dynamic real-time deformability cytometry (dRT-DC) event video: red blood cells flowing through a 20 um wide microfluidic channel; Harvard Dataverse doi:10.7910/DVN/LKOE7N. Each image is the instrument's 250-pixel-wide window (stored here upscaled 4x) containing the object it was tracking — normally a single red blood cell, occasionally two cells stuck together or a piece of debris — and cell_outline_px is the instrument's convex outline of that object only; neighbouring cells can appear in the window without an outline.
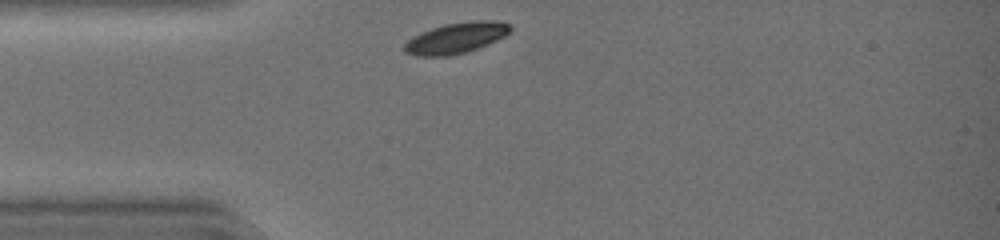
{"species": "common noctule bat (a hibernating species)", "species_latin": "Nyctalus noctula", "temperature_condition": "warm", "stored_images_in_passage": 5, "camera_frame_rate_fps": 3000, "um_per_image_px": 0.085, "animal": {"sex": "female", "body_mass_g": 19.0, "forearm_length_mm": 51.5}, "frame": {"image": 1, "passage_image": 1, "time_ms": 0.0, "image_size_px": [1000, 240], "cell_outline_px": [[512, 28], [504, 36], [488, 44], [464, 52], [448, 56], [416, 56], [404, 52], [404, 44], [412, 36], [432, 28], [444, 24], [472, 20], [500, 20], [512, 24]], "centroid_in_image_um": [38.78, 3.21], "position_along_channel_um": 46.2, "area_um2": 19.07}}